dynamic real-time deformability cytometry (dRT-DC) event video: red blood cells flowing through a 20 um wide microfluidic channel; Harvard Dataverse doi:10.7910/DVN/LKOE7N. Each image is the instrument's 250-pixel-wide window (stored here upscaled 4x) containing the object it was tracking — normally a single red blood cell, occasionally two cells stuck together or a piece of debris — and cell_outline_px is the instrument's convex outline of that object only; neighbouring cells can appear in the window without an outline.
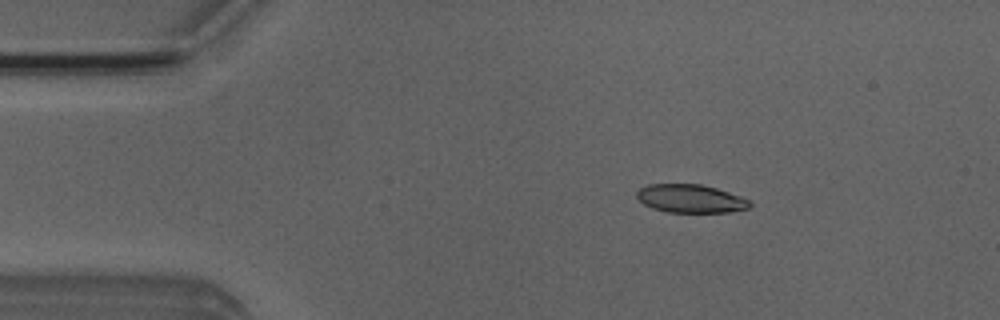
{"species": "Egyptian fruit bat (a non-hibernating species)", "species_latin": "Rousettus aegyptiacus", "temperature_condition": "room temperature", "stored_images_in_passage": 8, "camera_frame_rate_fps": 3000, "um_per_image_px": 0.085, "animal": {"sex": "male"}, "frame": {"image": 1, "passage_image": 3, "time_ms": 2.333, "image_size_px": [1000, 320], "cell_outline_px": [[752, 204], [748, 208], [728, 212], [668, 212], [652, 208], [644, 204], [636, 196], [636, 192], [640, 188], [648, 184], [700, 184], [716, 188], [752, 200]], "centroid_in_image_um": [58.7, 16.88], "position_along_channel_um": 26.3, "area_um2": 18.61}}